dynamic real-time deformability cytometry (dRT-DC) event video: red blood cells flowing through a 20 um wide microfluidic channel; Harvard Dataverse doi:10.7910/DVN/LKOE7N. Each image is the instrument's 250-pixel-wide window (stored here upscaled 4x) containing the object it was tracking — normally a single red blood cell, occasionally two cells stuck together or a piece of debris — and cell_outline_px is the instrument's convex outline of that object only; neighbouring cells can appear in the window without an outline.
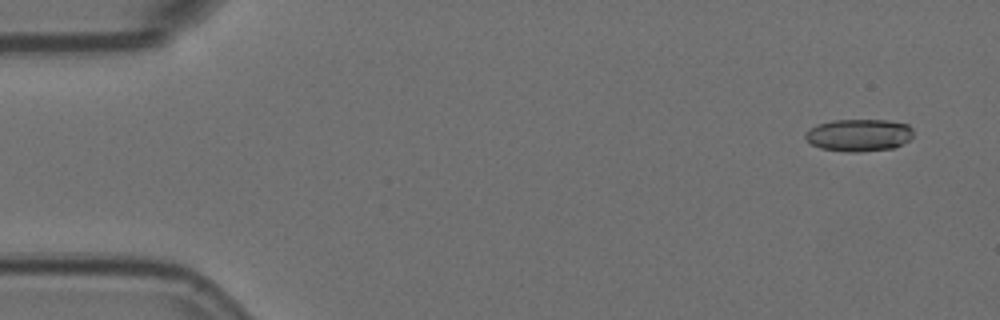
{"species": "Egyptian fruit bat (a non-hibernating species)", "species_latin": "Rousettus aegyptiacus", "temperature_condition": "room temperature", "stored_images_in_passage": 5, "segment_of_instrument_passage": [1, 2], "camera_frame_rate_fps": 3000, "um_per_image_px": 0.085, "animal": {"sex": "female"}, "frame": {"image": 1, "passage_image": 1, "time_ms": 0.0, "image_size_px": [1000, 320], "cell_outline_px": [[912, 136], [908, 140], [892, 148], [860, 152], [848, 152], [820, 148], [812, 144], [804, 136], [816, 124], [832, 120], [888, 120], [908, 124], [912, 128]], "centroid_in_image_um": [73.01, 11.48], "position_along_channel_um": 12.0, "area_um2": 20.17}}